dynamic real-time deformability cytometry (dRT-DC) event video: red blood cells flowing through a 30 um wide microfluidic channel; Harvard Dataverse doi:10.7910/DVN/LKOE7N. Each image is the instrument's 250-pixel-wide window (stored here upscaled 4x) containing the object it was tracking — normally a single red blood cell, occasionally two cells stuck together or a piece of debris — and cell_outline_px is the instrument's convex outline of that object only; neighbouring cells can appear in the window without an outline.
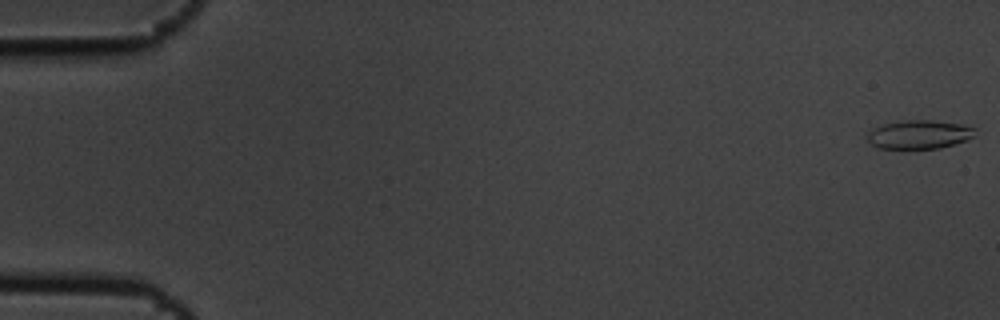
{"species": "common noctule bat (a hibernating species)", "species_latin": "Nyctalus noctula", "temperature_condition": "cold", "stored_images_in_passage": 5, "camera_frame_rate_fps": 3000, "um_per_image_px": 0.085, "animal": {"sex": "male", "body_mass_g": 19.5, "forearm_length_mm": 54.6}, "frame": {"image": 1, "passage_image": 1, "time_ms": 0.0, "image_size_px": [1000, 320], "cell_outline_px": [[976, 128], [972, 136], [964, 140], [940, 148], [880, 148], [872, 144], [864, 136], [872, 128], [884, 124], [900, 120], [932, 120], [960, 124]], "centroid_in_image_um": [78.06, 11.41], "position_along_channel_um": 6.9, "area_um2": 17.8}}
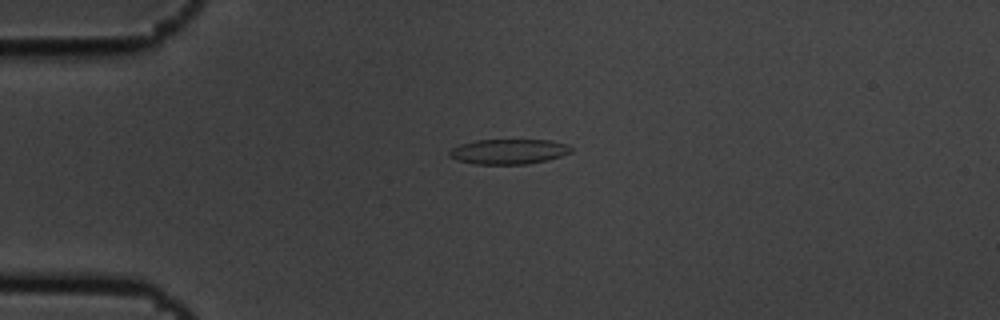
{"frame": {"image": 2, "passage_image": 4, "time_ms": 1.0, "image_size_px": [1000, 320], "cell_outline_px": [[572, 152], [548, 160], [528, 164], [476, 164], [456, 160], [448, 156], [448, 152], [452, 148], [460, 144], [476, 140], [552, 140], [568, 144], [572, 148]], "centroid_in_image_um": [43.24, 12.88], "position_along_channel_um": 41.8, "area_um2": 17.92}}